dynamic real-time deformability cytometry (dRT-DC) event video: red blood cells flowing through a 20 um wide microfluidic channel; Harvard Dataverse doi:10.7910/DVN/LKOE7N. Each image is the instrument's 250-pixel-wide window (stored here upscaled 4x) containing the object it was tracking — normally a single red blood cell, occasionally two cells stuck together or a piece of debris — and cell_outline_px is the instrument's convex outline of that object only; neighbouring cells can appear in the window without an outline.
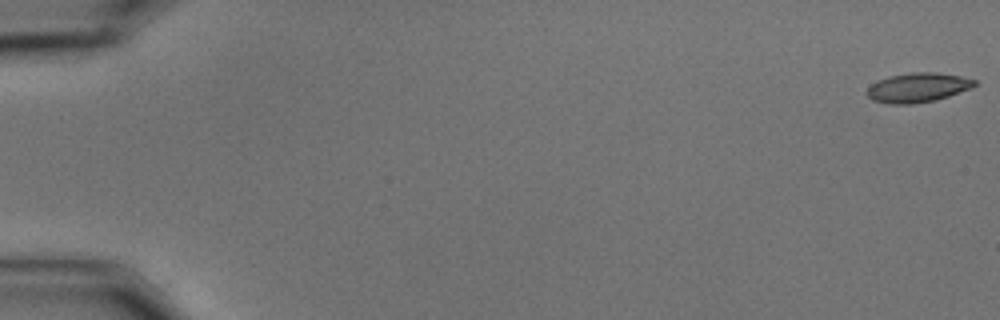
{"species": "common noctule bat (a hibernating species)", "species_latin": "Nyctalus noctula", "temperature_condition": "cold", "stored_images_in_passage": 59, "camera_frame_rate_fps": 3000, "um_per_image_px": 0.085, "animal": {"sex": "male", "body_mass_g": 15.6}, "frame": {"image": 1, "passage_image": 1, "time_ms": 0.0, "image_size_px": [1000, 320], "cell_outline_px": [[976, 84], [972, 88], [936, 100], [912, 104], [888, 104], [872, 100], [864, 92], [872, 84], [888, 76], [912, 72], [936, 72], [960, 76], [976, 80]], "centroid_in_image_um": [78.0, 7.45], "position_along_channel_um": 7.0, "area_um2": 18.5}}
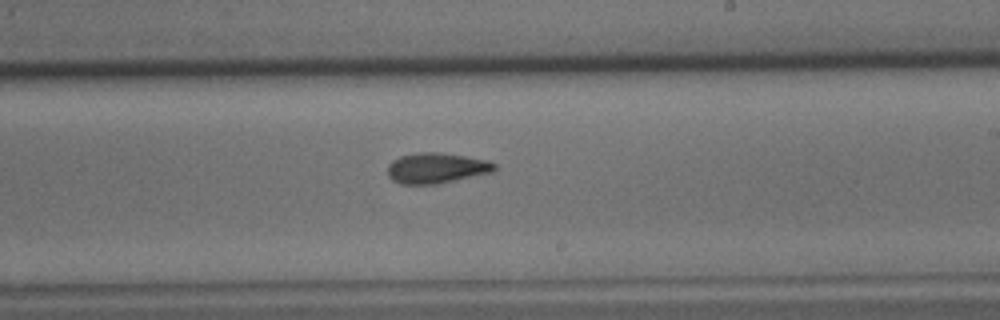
{"frame": {"image": 2, "passage_image": 36, "time_ms": 11.667, "image_size_px": [1000, 320], "cell_outline_px": [[496, 168], [492, 172], [440, 184], [400, 184], [392, 180], [388, 176], [388, 164], [392, 160], [400, 156], [420, 152], [440, 152], [488, 160], [496, 164]], "centroid_in_image_um": [37.08, 14.29], "position_along_channel_um": 251.9, "area_um2": 19.13}}
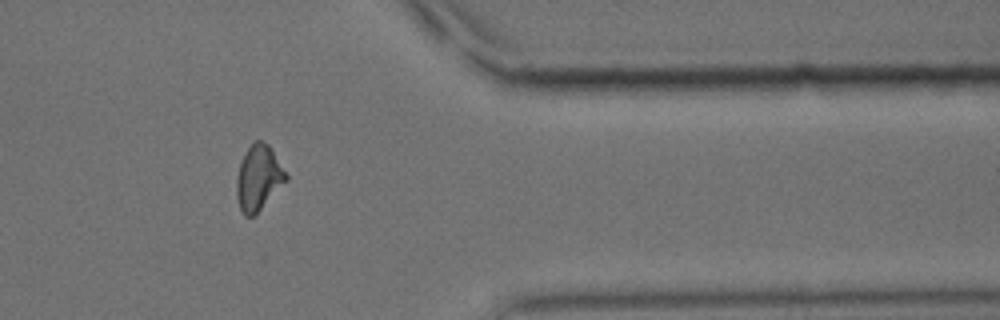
{"frame": {"image": 3, "passage_image": 49, "time_ms": 16.0, "image_size_px": [1000, 320], "cell_outline_px": [[288, 180], [252, 216], [244, 216], [240, 208], [236, 196], [236, 176], [240, 160], [252, 140], [260, 140], [268, 144], [288, 176]], "centroid_in_image_um": [21.94, 15.07], "position_along_channel_um": 389.5, "area_um2": 18.67}, "authors_computed_cell_mechanics": {"area_um2": 18.496, "velocity_mm_per_s": 3.4824, "shape_relaxation_time_tau1_ms": 8.2806, "shape_relaxation_time_tau2_ms": 3.1535, "deformation_change_tau1": 0.1871, "deformation_change_tau2": 0.1049}}